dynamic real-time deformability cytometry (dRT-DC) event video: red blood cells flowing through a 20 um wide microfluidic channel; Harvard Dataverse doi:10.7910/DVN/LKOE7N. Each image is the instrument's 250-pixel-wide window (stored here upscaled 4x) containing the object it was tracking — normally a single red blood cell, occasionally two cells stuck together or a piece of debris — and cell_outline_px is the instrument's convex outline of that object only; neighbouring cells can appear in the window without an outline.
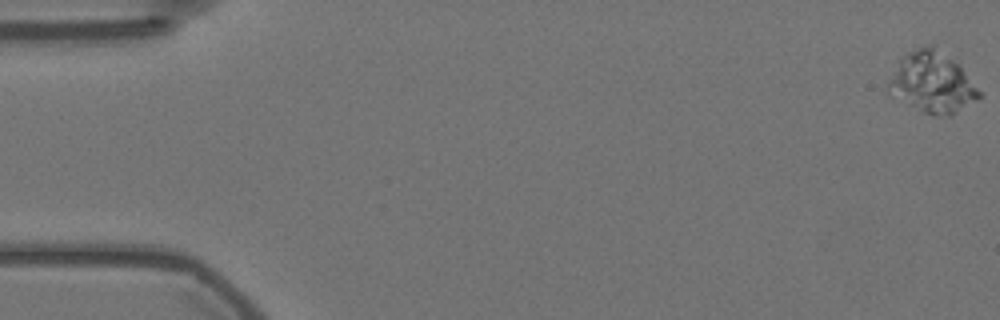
{"species": "Egyptian fruit bat (a non-hibernating species)", "species_latin": "Rousettus aegyptiacus", "temperature_condition": "warm", "stored_images_in_passage": 15, "camera_frame_rate_fps": 3000, "um_per_image_px": 0.085, "animal": {"sex": "female"}, "frame": {"image": 1, "passage_image": 1, "time_ms": 0.0, "image_size_px": [1000, 320], "cell_outline_px": [[980, 96], [976, 100], [948, 116], [936, 116], [924, 112], [892, 96], [888, 92], [888, 80], [896, 60], [908, 52], [916, 48], [928, 44], [932, 44], [960, 64], [980, 92]], "centroid_in_image_um": [79.19, 6.97], "position_along_channel_um": 5.8, "area_um2": 32.14}}
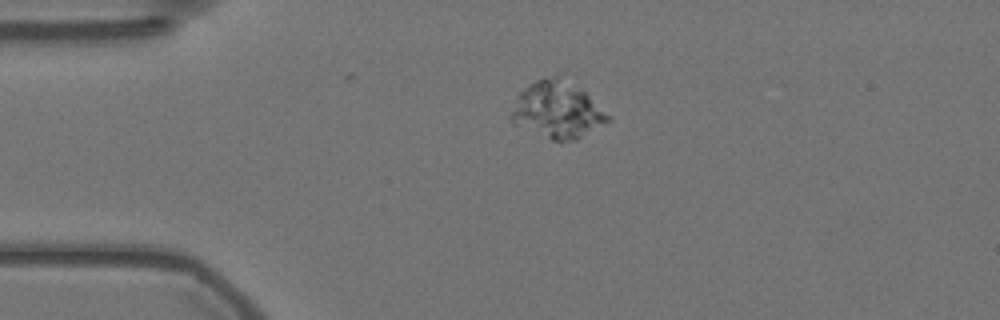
{"frame": {"image": 2, "passage_image": 14, "time_ms": 4.333, "image_size_px": [1000, 320], "cell_outline_px": [[612, 120], [576, 140], [552, 140], [516, 124], [508, 116], [520, 92], [528, 84], [544, 76], [556, 72], [584, 92], [612, 116]], "centroid_in_image_um": [47.39, 9.31], "position_along_channel_um": 37.6, "area_um2": 31.96}}